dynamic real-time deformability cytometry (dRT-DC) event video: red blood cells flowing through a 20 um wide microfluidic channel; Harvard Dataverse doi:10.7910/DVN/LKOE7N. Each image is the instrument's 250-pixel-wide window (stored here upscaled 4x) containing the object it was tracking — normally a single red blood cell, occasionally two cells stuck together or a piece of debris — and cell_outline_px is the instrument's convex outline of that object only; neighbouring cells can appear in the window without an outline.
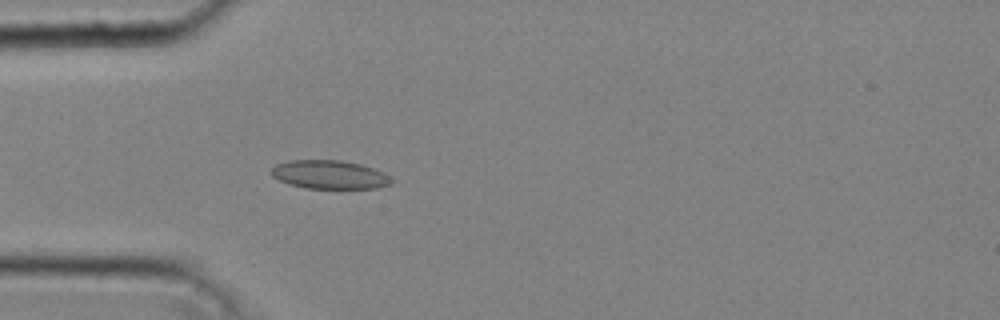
{"species": "common noctule bat (a hibernating species)", "species_latin": "Nyctalus noctula", "temperature_condition": "cold", "stored_images_in_passage": 40, "camera_frame_rate_fps": 3000, "um_per_image_px": 0.085, "animal": {"sex": "male", "body_mass_g": 20.4}, "frame": {"image": 1, "passage_image": 9, "time_ms": 2.667, "image_size_px": [1000, 320], "cell_outline_px": [[396, 180], [392, 184], [376, 188], [304, 188], [288, 184], [272, 176], [272, 168], [276, 164], [288, 160], [340, 160], [360, 164], [384, 172]], "centroid_in_image_um": [28.04, 14.84], "position_along_channel_um": 57.0, "area_um2": 20.11}}
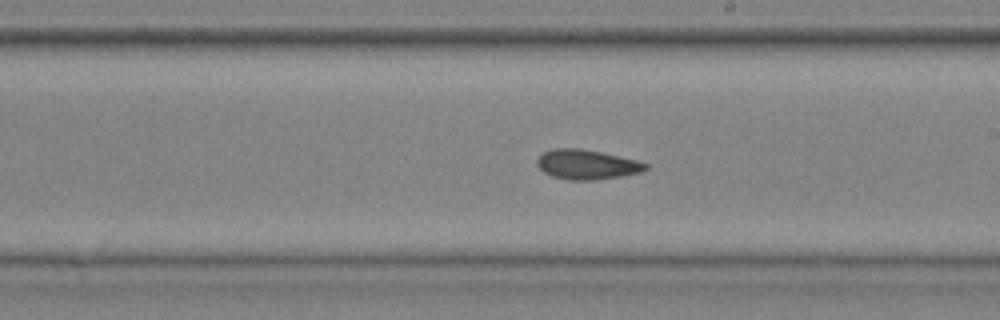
{"frame": {"image": 2, "passage_image": 22, "time_ms": 7.0, "image_size_px": [1000, 320], "cell_outline_px": [[648, 168], [640, 172], [620, 176], [596, 180], [568, 180], [552, 176], [544, 172], [536, 164], [536, 160], [544, 152], [552, 148], [580, 148], [600, 152], [636, 160], [648, 164]], "centroid_in_image_um": [49.85, 13.98], "position_along_channel_um": 239.2, "area_um2": 18.67}}
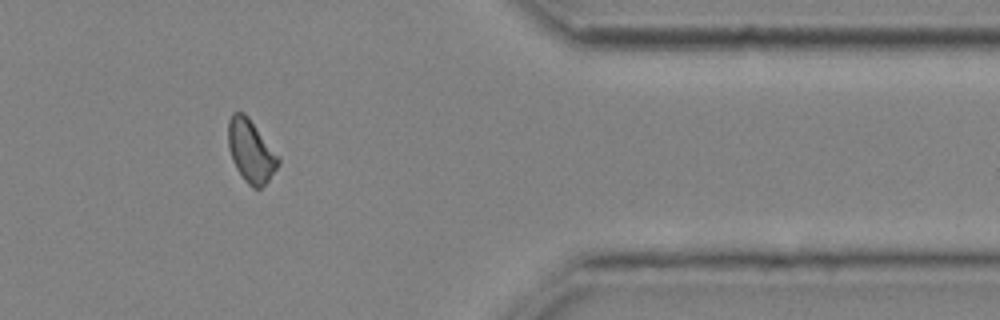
{"frame": {"image": 3, "passage_image": 34, "time_ms": 11.0, "image_size_px": [1000, 320], "cell_outline_px": [[280, 164], [268, 180], [260, 188], [252, 188], [244, 180], [236, 168], [232, 160], [228, 148], [228, 120], [232, 112], [244, 112], [248, 116], [280, 156]], "centroid_in_image_um": [21.33, 12.82], "position_along_channel_um": 390.1, "area_um2": 18.5}, "authors_computed_cell_mechanics": {"area_um2": 18.6983, "velocity_mm_per_s": 4.3044, "shape_relaxation_time_tau1_ms": null, "shape_relaxation_time_tau2_ms": 3.5101, "deformation_change_tau1": null, "deformation_change_tau2": 0.0552}}